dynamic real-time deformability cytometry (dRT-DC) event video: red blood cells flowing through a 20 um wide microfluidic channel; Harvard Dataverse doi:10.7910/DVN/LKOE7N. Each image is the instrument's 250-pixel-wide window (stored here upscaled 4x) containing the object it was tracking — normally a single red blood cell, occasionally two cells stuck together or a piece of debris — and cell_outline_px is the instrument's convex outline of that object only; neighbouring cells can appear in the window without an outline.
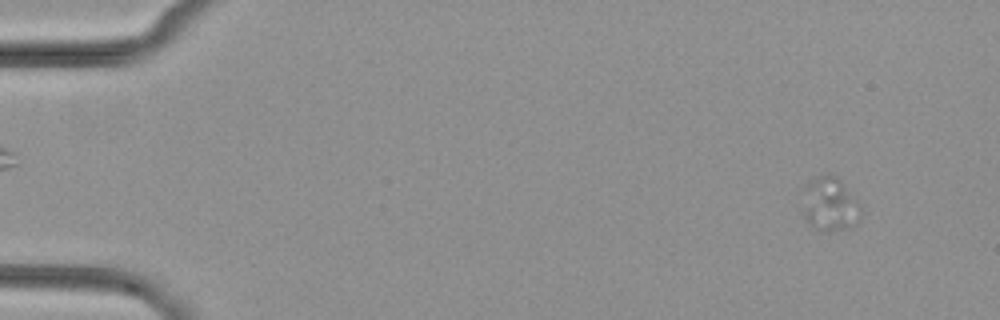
{"species": "common noctule bat (a hibernating species)", "species_latin": "Nyctalus noctula", "temperature_condition": "cold", "stored_images_in_passage": 2, "camera_frame_rate_fps": 3000, "um_per_image_px": 0.085, "animal": {"sex": "female", "body_mass_g": 29.2, "forearm_length_mm": 56.3}, "frame": {"image": 1, "passage_image": 2, "time_ms": 0.333, "image_size_px": [1000, 320], "cell_outline_px": [[864, 212], [860, 220], [856, 224], [848, 228], [828, 232], [820, 232], [812, 228], [804, 216], [800, 188], [804, 184], [828, 172], [836, 176], [840, 180]], "centroid_in_image_um": [70.49, 17.38], "position_along_channel_um": 14.5, "area_um2": 18.9}}